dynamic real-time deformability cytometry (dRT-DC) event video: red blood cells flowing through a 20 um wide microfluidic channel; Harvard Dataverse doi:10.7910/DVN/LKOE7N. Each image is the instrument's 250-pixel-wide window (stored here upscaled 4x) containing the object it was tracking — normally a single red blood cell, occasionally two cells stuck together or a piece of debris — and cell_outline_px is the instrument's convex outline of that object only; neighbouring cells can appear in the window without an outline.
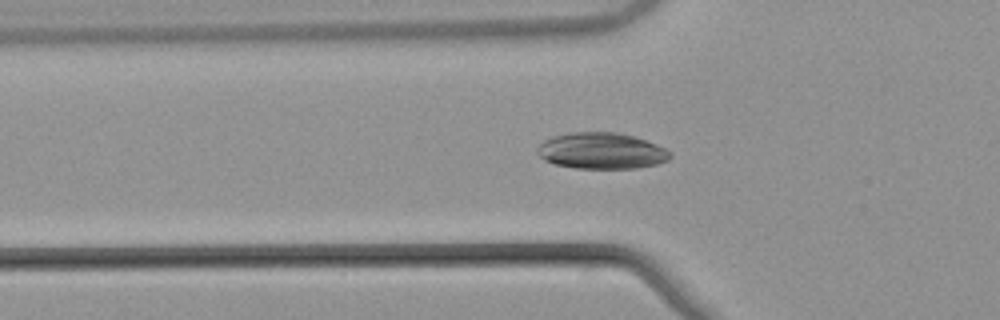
{"species": "common noctule bat (a hibernating species)", "species_latin": "Nyctalus noctula", "temperature_condition": "warm", "stored_images_in_passage": 34, "camera_frame_rate_fps": 3000, "um_per_image_px": 0.085, "animal": {"sex": "male", "body_mass_g": 21.5, "forearm_length_mm": 52.0}, "frame": {"image": 1, "passage_image": 8, "time_ms": 2.333, "image_size_px": [1000, 320], "cell_outline_px": [[672, 156], [668, 160], [656, 164], [636, 168], [576, 168], [556, 164], [544, 160], [536, 152], [536, 148], [544, 140], [552, 136], [568, 132], [616, 132], [632, 136], [656, 144], [672, 152]], "centroid_in_image_um": [51.1, 12.81], "position_along_channel_um": 74.7, "area_um2": 28.03}}
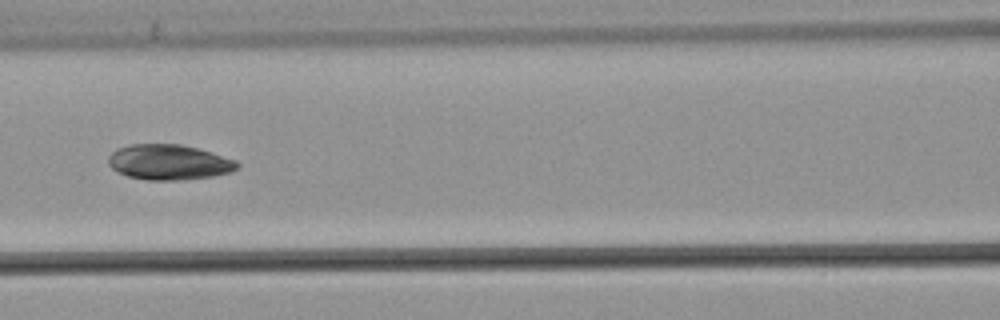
{"frame": {"image": 2, "passage_image": 14, "time_ms": 4.333, "image_size_px": [1000, 320], "cell_outline_px": [[240, 164], [236, 168], [228, 172], [212, 176], [176, 180], [148, 180], [128, 176], [112, 168], [108, 164], [108, 156], [116, 148], [128, 144], [180, 144], [212, 152], [236, 160]], "centroid_in_image_um": [14.32, 13.77], "position_along_channel_um": 152.3, "area_um2": 26.36}}
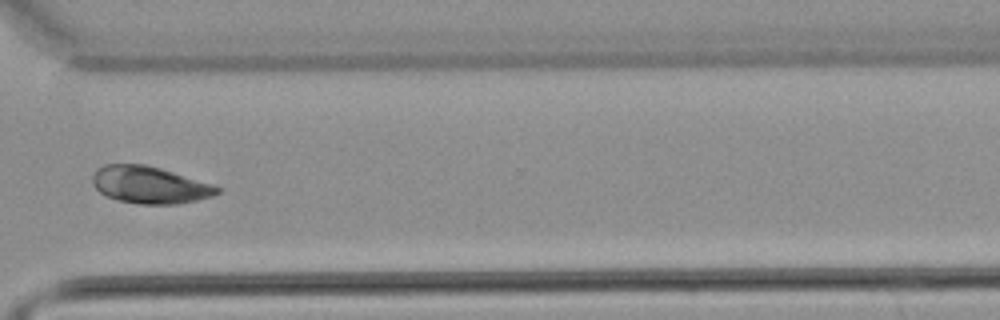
{"frame": {"image": 3, "passage_image": 30, "time_ms": 9.667, "image_size_px": [1000, 320], "cell_outline_px": [[220, 192], [212, 196], [196, 200], [176, 204], [140, 204], [116, 200], [100, 192], [92, 184], [92, 176], [96, 168], [104, 164], [144, 164], [160, 168], [212, 184], [220, 188]], "centroid_in_image_um": [12.68, 15.71], "position_along_channel_um": 357.9, "area_um2": 26.88}, "authors_computed_cell_mechanics": {"area_um2": 26.6747, "velocity_mm_per_s": 3.8551, "shape_relaxation_time_tau1_ms": null, "shape_relaxation_time_tau2_ms": 6.5734, "deformation_change_tau1": null, "deformation_change_tau2": 0.0705}}